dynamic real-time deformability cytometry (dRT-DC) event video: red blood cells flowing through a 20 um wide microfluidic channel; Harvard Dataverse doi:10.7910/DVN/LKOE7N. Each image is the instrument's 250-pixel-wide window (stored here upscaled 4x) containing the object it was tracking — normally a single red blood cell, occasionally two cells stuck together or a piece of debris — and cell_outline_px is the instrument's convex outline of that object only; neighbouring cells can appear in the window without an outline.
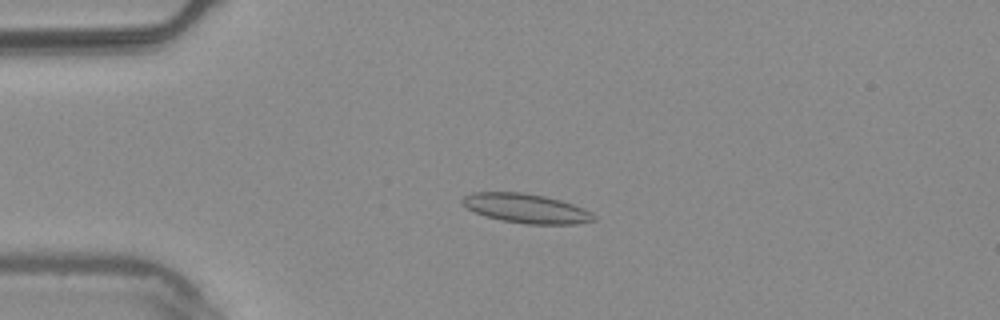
{"species": "common noctule bat (a hibernating species)", "species_latin": "Nyctalus noctula", "temperature_condition": "warm", "stored_images_in_passage": 51, "camera_frame_rate_fps": 3000, "um_per_image_px": 0.085, "animal": {"sex": "male", "body_mass_g": 20.4}, "frame": {"image": 1, "passage_image": 10, "time_ms": 3.0, "image_size_px": [1000, 320], "cell_outline_px": [[596, 220], [576, 224], [528, 224], [500, 220], [476, 212], [460, 204], [460, 200], [464, 196], [472, 192], [524, 192], [544, 196], [560, 200], [584, 208], [592, 212], [596, 216]], "centroid_in_image_um": [44.73, 17.71], "position_along_channel_um": 40.3, "area_um2": 22.48}}
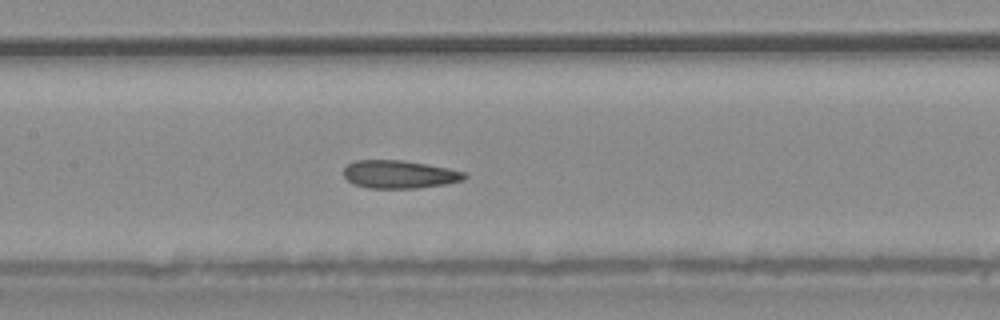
{"frame": {"image": 2, "passage_image": 23, "time_ms": 7.333, "image_size_px": [1000, 320], "cell_outline_px": [[468, 176], [464, 180], [448, 184], [416, 188], [368, 188], [352, 184], [344, 176], [344, 168], [348, 164], [356, 160], [400, 160], [424, 164], [464, 172]], "centroid_in_image_um": [33.92, 14.83], "position_along_channel_um": 173.5, "area_um2": 19.59}}
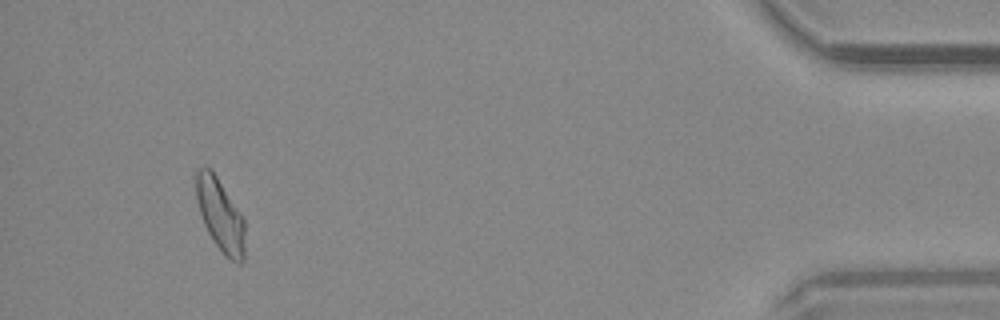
{"frame": {"image": 3, "passage_image": 48, "time_ms": 15.667, "image_size_px": [1000, 320], "cell_outline_px": [[244, 260], [240, 264], [236, 264], [224, 256], [212, 240], [204, 224], [200, 212], [196, 196], [196, 168], [212, 168], [244, 216]], "centroid_in_image_um": [18.75, 18.29], "position_along_channel_um": 416.5, "area_um2": 21.04}, "authors_computed_cell_mechanics": {"area_um2": 20.4034, "velocity_mm_per_s": 3.7411, "shape_relaxation_time_tau1_ms": null, "shape_relaxation_time_tau2_ms": 3.8855, "deformation_change_tau1": null, "deformation_change_tau2": 0.1063}}